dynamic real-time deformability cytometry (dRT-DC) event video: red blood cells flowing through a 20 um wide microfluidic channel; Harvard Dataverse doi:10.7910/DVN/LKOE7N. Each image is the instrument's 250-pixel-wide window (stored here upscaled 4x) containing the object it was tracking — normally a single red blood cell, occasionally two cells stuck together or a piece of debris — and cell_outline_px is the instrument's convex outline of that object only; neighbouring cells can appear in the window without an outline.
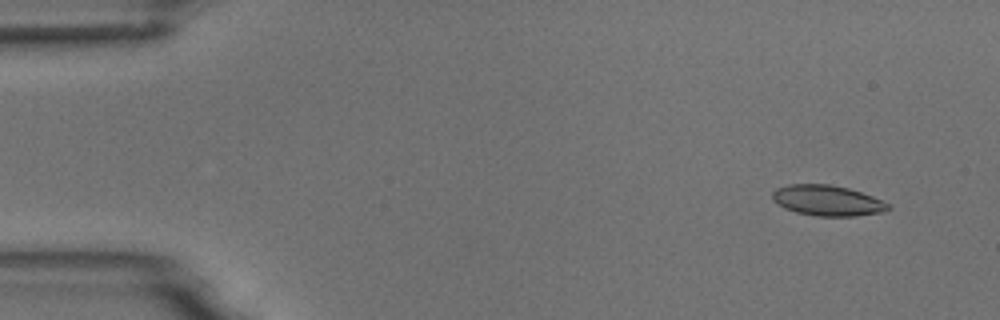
{"species": "common noctule bat (a hibernating species)", "species_latin": "Nyctalus noctula", "temperature_condition": "room temperature", "stored_images_in_passage": 7, "camera_frame_rate_fps": 3000, "um_per_image_px": 0.085, "animal": {"sex": "male", "body_mass_g": 18.8}, "frame": {"image": 1, "passage_image": 1, "time_ms": 0.0, "image_size_px": [1000, 320], "cell_outline_px": [[892, 208], [884, 212], [856, 216], [816, 216], [796, 212], [784, 208], [776, 204], [772, 200], [772, 192], [776, 188], [788, 184], [828, 184], [848, 188], [872, 196], [888, 204]], "centroid_in_image_um": [70.29, 17.05], "position_along_channel_um": 14.7, "area_um2": 20.69}}
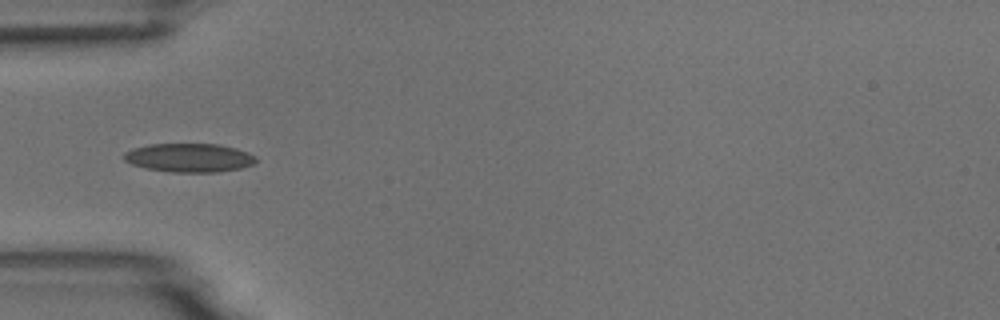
{"frame": {"image": 2, "passage_image": 4, "time_ms": 4.333, "image_size_px": [1000, 320], "cell_outline_px": [[256, 160], [252, 164], [240, 168], [220, 172], [172, 172], [148, 168], [132, 164], [124, 160], [120, 156], [124, 152], [132, 148], [148, 144], [220, 144], [236, 148], [248, 152], [256, 156]], "centroid_in_image_um": [16.06, 13.4], "position_along_channel_um": 68.9, "area_um2": 22.2}}